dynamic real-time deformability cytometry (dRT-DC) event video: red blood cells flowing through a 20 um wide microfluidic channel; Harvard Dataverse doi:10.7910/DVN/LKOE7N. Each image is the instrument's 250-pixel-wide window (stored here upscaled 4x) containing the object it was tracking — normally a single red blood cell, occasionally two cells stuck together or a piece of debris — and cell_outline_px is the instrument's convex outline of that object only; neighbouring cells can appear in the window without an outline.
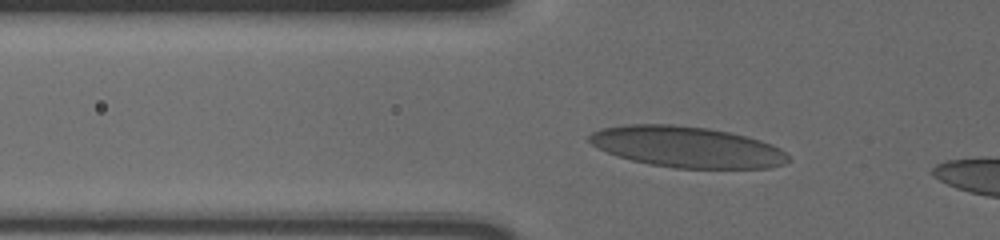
{"species": "human", "species_latin": "Homo sapiens", "temperature_condition": "cold", "stored_images_in_passage": 38, "camera_frame_rate_fps": 3000, "um_per_image_px": 0.085, "donor": {"sex": "male"}, "frame": {"image": 1, "passage_image": 7, "time_ms": 2.0, "image_size_px": [1000, 240], "cell_outline_px": [[788, 160], [784, 164], [768, 168], [676, 168], [648, 164], [616, 156], [592, 144], [588, 140], [588, 136], [592, 132], [600, 128], [624, 124], [672, 124], [708, 128], [728, 132], [760, 140], [772, 144], [780, 148], [788, 156]], "centroid_in_image_um": [58.35, 12.48], "position_along_channel_um": 67.4, "area_um2": 47.45}}
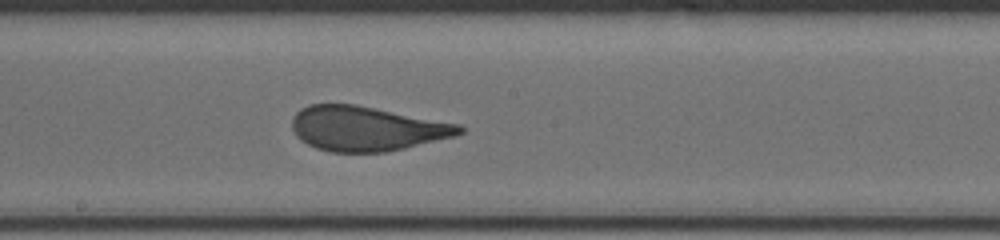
{"frame": {"image": 2, "passage_image": 20, "time_ms": 6.333, "image_size_px": [1000, 240], "cell_outline_px": [[464, 132], [456, 136], [404, 148], [384, 152], [332, 152], [316, 148], [300, 140], [296, 136], [292, 128], [292, 116], [300, 108], [308, 104], [356, 104], [460, 124], [464, 128]], "centroid_in_image_um": [31.14, 10.92], "position_along_channel_um": 217.1, "area_um2": 43.7}}
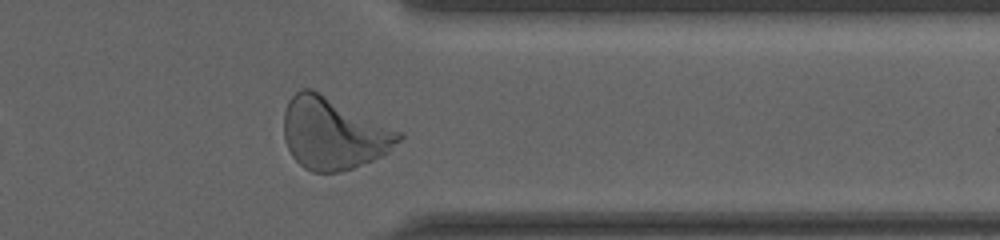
{"frame": {"image": 3, "passage_image": 34, "time_ms": 11.0, "image_size_px": [1000, 240], "cell_outline_px": [[404, 136], [388, 152], [372, 160], [352, 168], [340, 172], [312, 172], [304, 168], [292, 156], [284, 140], [284, 112], [288, 100], [300, 88], [312, 88], [404, 132]], "centroid_in_image_um": [28.34, 11.33], "position_along_channel_um": 383.1, "area_um2": 48.38}, "authors_computed_cell_mechanics": {"area_um2": 44.3037, "velocity_mm_per_s": 3.6049, "shape_relaxation_time_tau1_ms": 7.4197, "shape_relaxation_time_tau2_ms": null, "deformation_change_tau1": 0.2203, "deformation_change_tau2": null}}